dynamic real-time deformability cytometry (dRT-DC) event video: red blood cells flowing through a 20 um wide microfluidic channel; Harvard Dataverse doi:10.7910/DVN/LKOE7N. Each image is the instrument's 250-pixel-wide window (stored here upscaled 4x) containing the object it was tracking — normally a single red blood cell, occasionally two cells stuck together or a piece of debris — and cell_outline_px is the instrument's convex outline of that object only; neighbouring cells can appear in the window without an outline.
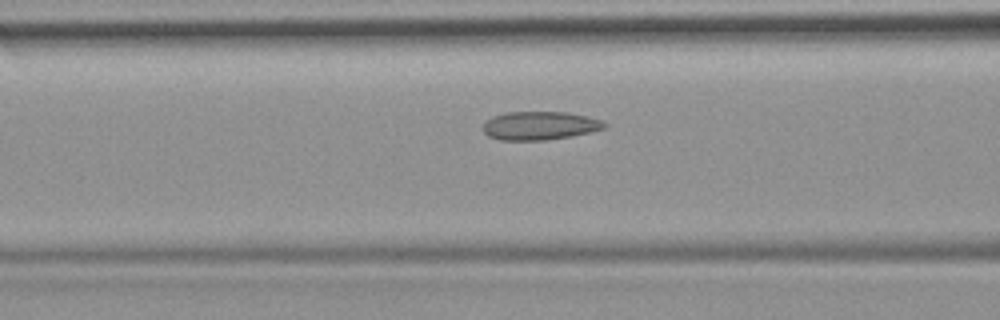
{"species": "common noctule bat (a hibernating species)", "species_latin": "Nyctalus noctula", "temperature_condition": "room temperature", "stored_images_in_passage": 35, "camera_frame_rate_fps": 3000, "um_per_image_px": 0.085, "animal": {"sex": "female", "body_mass_g": 19.9}, "frame": {"image": 1, "passage_image": 13, "time_ms": 4.0, "image_size_px": [1000, 320], "cell_outline_px": [[608, 124], [604, 128], [572, 136], [544, 140], [500, 140], [488, 136], [484, 132], [484, 124], [492, 116], [504, 112], [568, 112], [600, 120]], "centroid_in_image_um": [45.85, 10.68], "position_along_channel_um": 120.8, "area_um2": 19.94}}
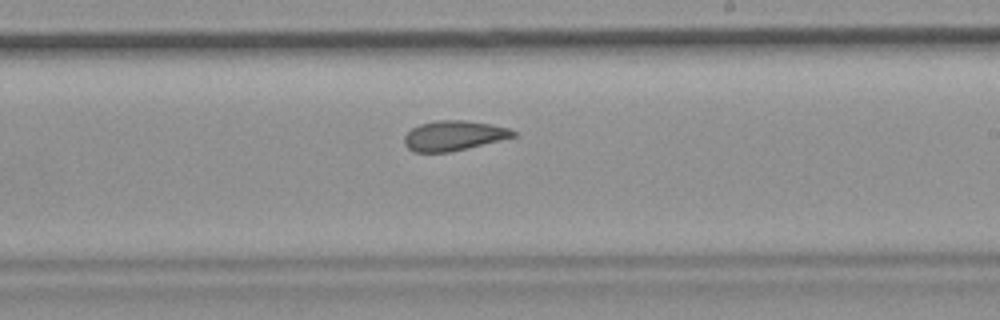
{"frame": {"image": 2, "passage_image": 23, "time_ms": 7.333, "image_size_px": [1000, 320], "cell_outline_px": [[516, 136], [468, 148], [448, 152], [412, 152], [404, 144], [404, 136], [412, 128], [420, 124], [440, 120], [464, 120], [488, 124], [508, 128], [516, 132]], "centroid_in_image_um": [38.53, 11.54], "position_along_channel_um": 250.5, "area_um2": 18.79}}
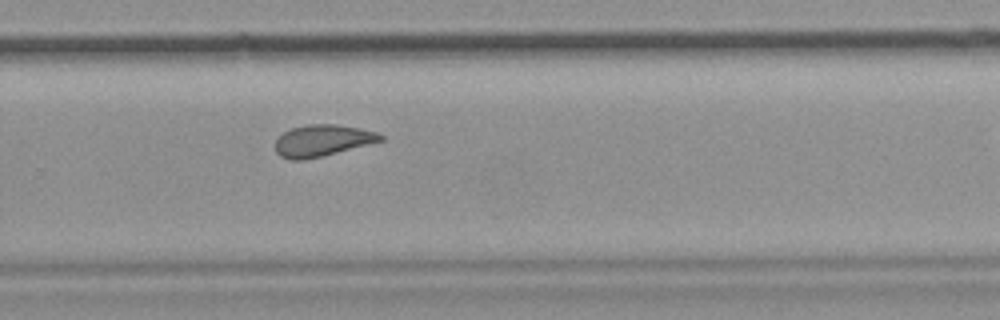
{"frame": {"image": 3, "passage_image": 27, "time_ms": 8.667, "image_size_px": [1000, 320], "cell_outline_px": [[384, 140], [304, 160], [288, 160], [280, 156], [276, 152], [276, 140], [284, 132], [292, 128], [308, 124], [336, 124], [360, 128], [376, 132], [384, 136]], "centroid_in_image_um": [27.38, 11.94], "position_along_channel_um": 302.4, "area_um2": 19.13}}